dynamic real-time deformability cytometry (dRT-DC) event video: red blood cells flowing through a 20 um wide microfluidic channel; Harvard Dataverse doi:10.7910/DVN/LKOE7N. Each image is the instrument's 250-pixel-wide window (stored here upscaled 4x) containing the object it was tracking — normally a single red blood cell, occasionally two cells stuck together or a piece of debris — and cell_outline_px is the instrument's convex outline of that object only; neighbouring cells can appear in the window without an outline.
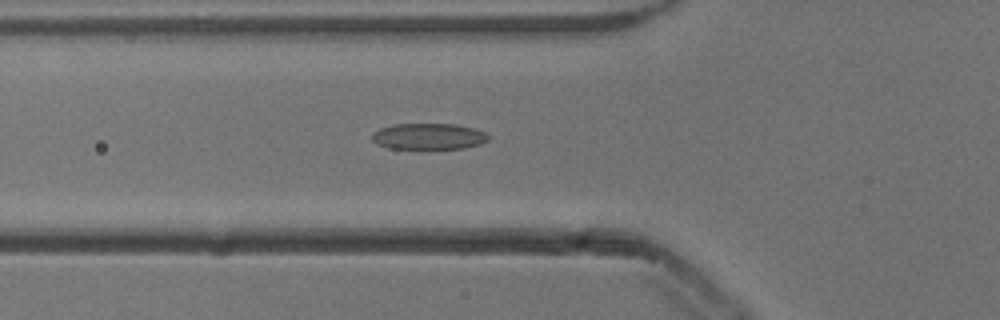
{"species": "common noctule bat (a hibernating species)", "species_latin": "Nyctalus noctula", "temperature_condition": "cold", "stored_images_in_passage": 39, "camera_frame_rate_fps": 3000, "um_per_image_px": 0.085, "animal": {"sex": "male", "body_mass_g": 13.3}, "frame": {"image": 1, "passage_image": 9, "time_ms": 2.667, "image_size_px": [1000, 320], "cell_outline_px": [[492, 136], [488, 140], [480, 144], [464, 148], [388, 148], [376, 144], [372, 140], [372, 132], [380, 128], [392, 124], [456, 124], [476, 128]], "centroid_in_image_um": [36.44, 11.58], "position_along_channel_um": 89.4, "area_um2": 17.86}}
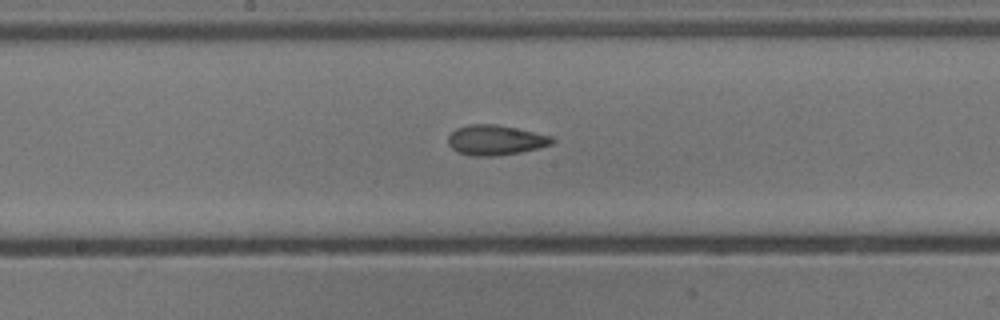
{"frame": {"image": 2, "passage_image": 18, "time_ms": 5.667, "image_size_px": [1000, 320], "cell_outline_px": [[556, 140], [552, 144], [520, 152], [492, 156], [476, 156], [456, 152], [448, 144], [448, 136], [456, 128], [468, 124], [496, 124], [516, 128], [552, 136]], "centroid_in_image_um": [42.09, 11.9], "position_along_channel_um": 206.1, "area_um2": 18.15}}
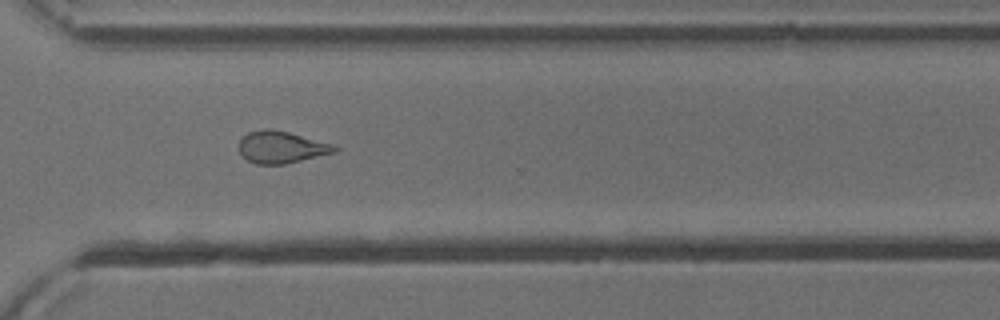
{"frame": {"image": 3, "passage_image": 29, "time_ms": 9.333, "image_size_px": [1000, 320], "cell_outline_px": [[340, 148], [336, 152], [284, 164], [256, 164], [248, 160], [240, 152], [240, 140], [248, 132], [264, 128], [268, 128], [288, 132], [332, 144]], "centroid_in_image_um": [23.92, 12.5], "position_along_channel_um": 346.7, "area_um2": 17.57}, "authors_computed_cell_mechanics": {"area_um2": 18.2648, "velocity_mm_per_s": 3.8564, "shape_relaxation_time_tau1_ms": 6.8947, "shape_relaxation_time_tau2_ms": 2.8984, "deformation_change_tau1": 0.1723, "deformation_change_tau2": 0.1157}}